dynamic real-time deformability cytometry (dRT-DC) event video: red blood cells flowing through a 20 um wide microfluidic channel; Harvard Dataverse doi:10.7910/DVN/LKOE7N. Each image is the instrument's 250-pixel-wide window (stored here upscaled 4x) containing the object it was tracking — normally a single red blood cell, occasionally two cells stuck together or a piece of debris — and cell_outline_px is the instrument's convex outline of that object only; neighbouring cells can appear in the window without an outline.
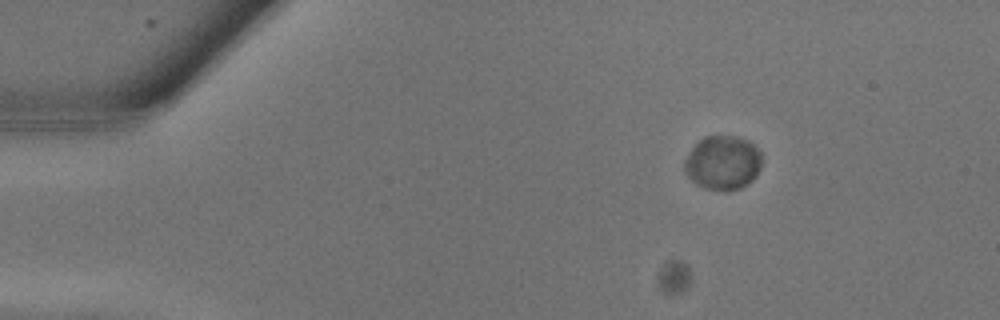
{"species": "common noctule bat (a hibernating species)", "species_latin": "Nyctalus noctula", "temperature_condition": "warm", "stored_images_in_passage": 7, "camera_frame_rate_fps": 3000, "um_per_image_px": 0.085, "animal": {"sex": "male", "body_mass_g": 13.3}, "frame": {"image": 1, "passage_image": 1, "time_ms": 0.0, "image_size_px": [1000, 320], "cell_outline_px": [[760, 168], [756, 176], [752, 180], [740, 188], [724, 192], [704, 188], [696, 184], [684, 172], [684, 160], [688, 152], [704, 136], [736, 136], [748, 140], [760, 152]], "centroid_in_image_um": [61.41, 13.84], "position_along_channel_um": 23.6, "area_um2": 24.45}}
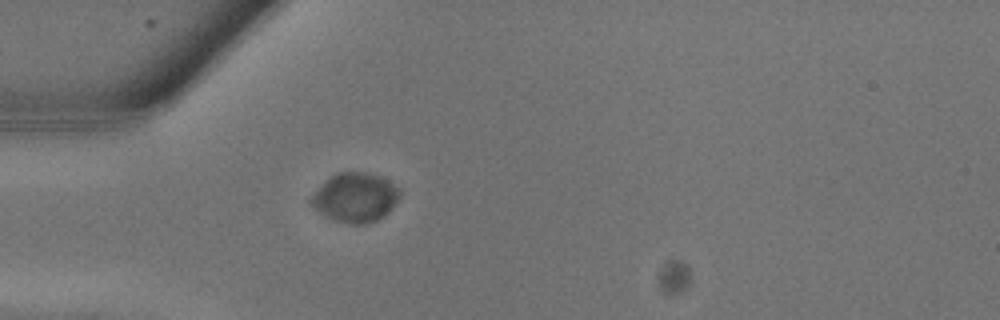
{"frame": {"image": 2, "passage_image": 5, "time_ms": 1.333, "image_size_px": [1000, 320], "cell_outline_px": [[400, 196], [388, 212], [384, 216], [376, 220], [364, 224], [352, 224], [336, 220], [324, 216], [308, 200], [336, 172], [364, 172], [380, 176], [388, 180], [400, 188]], "centroid_in_image_um": [30.23, 16.78], "position_along_channel_um": 54.8, "area_um2": 24.97}}
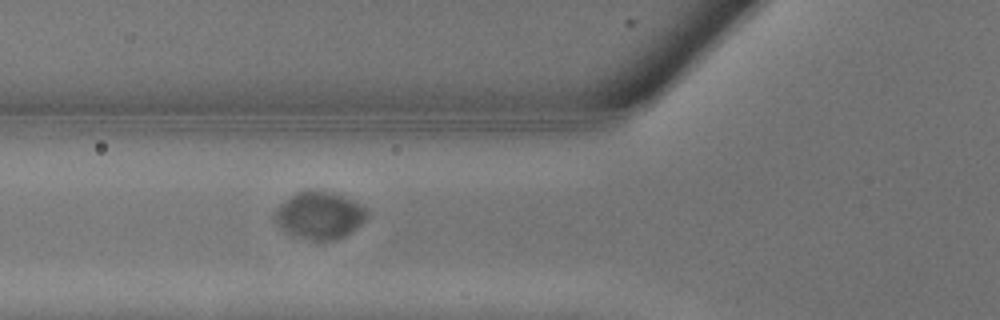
{"frame": {"image": 3, "passage_image": 7, "time_ms": 2.0, "image_size_px": [1000, 320], "cell_outline_px": [[368, 216], [356, 228], [344, 236], [336, 240], [312, 240], [300, 236], [284, 228], [272, 216], [292, 196], [300, 192], [320, 192], [340, 196], [364, 208], [368, 212]], "centroid_in_image_um": [27.21, 18.35], "position_along_channel_um": 98.6, "area_um2": 23.58}}